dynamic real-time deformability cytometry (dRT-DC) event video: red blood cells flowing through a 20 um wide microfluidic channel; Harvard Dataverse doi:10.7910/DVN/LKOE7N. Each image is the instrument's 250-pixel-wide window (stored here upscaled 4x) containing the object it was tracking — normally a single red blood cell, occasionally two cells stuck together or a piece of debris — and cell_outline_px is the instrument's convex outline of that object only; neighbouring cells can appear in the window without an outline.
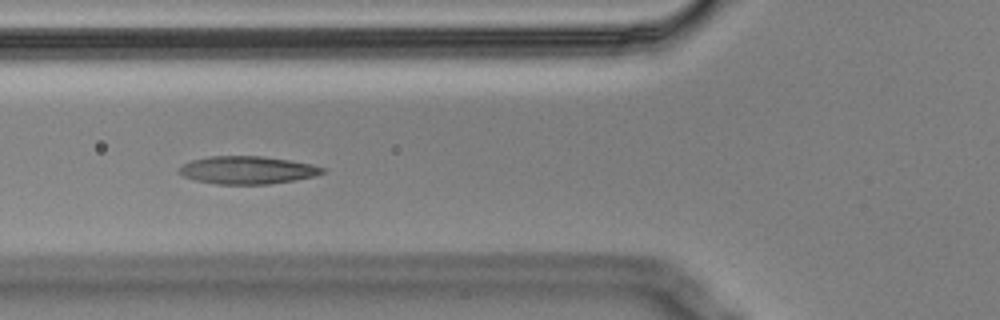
{"species": "Egyptian fruit bat (a non-hibernating species)", "species_latin": "Rousettus aegyptiacus", "temperature_condition": "cold", "stored_images_in_passage": 7, "camera_frame_rate_fps": 3000, "um_per_image_px": 0.085, "animal": {"sex": "male"}, "frame": {"image": 1, "passage_image": 6, "time_ms": 1.667, "image_size_px": [1000, 320], "cell_outline_px": [[328, 172], [316, 176], [268, 184], [216, 184], [196, 180], [184, 176], [176, 172], [184, 164], [192, 160], [208, 156], [260, 156], [288, 160], [312, 164], [324, 168]], "centroid_in_image_um": [21.04, 14.45], "position_along_channel_um": 104.8, "area_um2": 23.12}}